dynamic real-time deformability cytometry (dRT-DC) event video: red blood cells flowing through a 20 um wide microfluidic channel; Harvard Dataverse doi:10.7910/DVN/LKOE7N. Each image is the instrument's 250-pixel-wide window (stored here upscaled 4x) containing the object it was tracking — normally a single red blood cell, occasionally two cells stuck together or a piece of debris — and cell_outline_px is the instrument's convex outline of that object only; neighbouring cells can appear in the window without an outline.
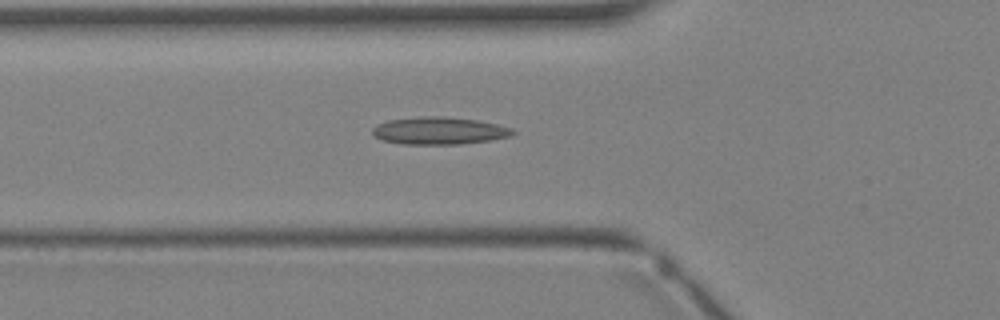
{"species": "Egyptian fruit bat (a non-hibernating species)", "species_latin": "Rousettus aegyptiacus", "temperature_condition": "warm", "stored_images_in_passage": 3, "camera_frame_rate_fps": 3000, "um_per_image_px": 0.085, "animal": {"sex": "female"}, "frame": {"image": 1, "passage_image": 3, "time_ms": 2.667, "image_size_px": [1000, 320], "cell_outline_px": [[516, 132], [512, 136], [492, 140], [456, 144], [404, 144], [380, 140], [372, 132], [372, 128], [376, 124], [388, 120], [428, 116], [444, 116], [480, 120], [512, 128]], "centroid_in_image_um": [37.35, 11.11], "position_along_channel_um": 88.5, "area_um2": 22.48}}